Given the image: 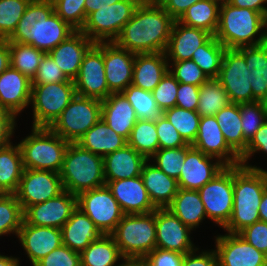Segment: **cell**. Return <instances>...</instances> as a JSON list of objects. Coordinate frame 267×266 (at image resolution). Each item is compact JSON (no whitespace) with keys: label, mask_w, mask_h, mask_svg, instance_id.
Instances as JSON below:
<instances>
[{"label":"cell","mask_w":267,"mask_h":266,"mask_svg":"<svg viewBox=\"0 0 267 266\" xmlns=\"http://www.w3.org/2000/svg\"><path fill=\"white\" fill-rule=\"evenodd\" d=\"M174 21L156 0H142L114 42L135 54L165 53Z\"/></svg>","instance_id":"cell-1"},{"label":"cell","mask_w":267,"mask_h":266,"mask_svg":"<svg viewBox=\"0 0 267 266\" xmlns=\"http://www.w3.org/2000/svg\"><path fill=\"white\" fill-rule=\"evenodd\" d=\"M266 188V170L249 164L233 166V211L225 232L239 233L260 220L258 208Z\"/></svg>","instance_id":"cell-2"},{"label":"cell","mask_w":267,"mask_h":266,"mask_svg":"<svg viewBox=\"0 0 267 266\" xmlns=\"http://www.w3.org/2000/svg\"><path fill=\"white\" fill-rule=\"evenodd\" d=\"M214 36L228 49L257 46L267 42L262 29L261 13L233 6L228 1L220 5L219 23Z\"/></svg>","instance_id":"cell-3"},{"label":"cell","mask_w":267,"mask_h":266,"mask_svg":"<svg viewBox=\"0 0 267 266\" xmlns=\"http://www.w3.org/2000/svg\"><path fill=\"white\" fill-rule=\"evenodd\" d=\"M59 174L63 189L76 196L106 185L103 157L77 143H69Z\"/></svg>","instance_id":"cell-4"},{"label":"cell","mask_w":267,"mask_h":266,"mask_svg":"<svg viewBox=\"0 0 267 266\" xmlns=\"http://www.w3.org/2000/svg\"><path fill=\"white\" fill-rule=\"evenodd\" d=\"M18 144L25 169L60 173L69 142L50 128L32 127L31 134Z\"/></svg>","instance_id":"cell-5"},{"label":"cell","mask_w":267,"mask_h":266,"mask_svg":"<svg viewBox=\"0 0 267 266\" xmlns=\"http://www.w3.org/2000/svg\"><path fill=\"white\" fill-rule=\"evenodd\" d=\"M110 235L123 257L145 258L156 248V210L146 214H124Z\"/></svg>","instance_id":"cell-6"},{"label":"cell","mask_w":267,"mask_h":266,"mask_svg":"<svg viewBox=\"0 0 267 266\" xmlns=\"http://www.w3.org/2000/svg\"><path fill=\"white\" fill-rule=\"evenodd\" d=\"M102 100L77 95L49 127L69 143L77 141L101 119Z\"/></svg>","instance_id":"cell-7"},{"label":"cell","mask_w":267,"mask_h":266,"mask_svg":"<svg viewBox=\"0 0 267 266\" xmlns=\"http://www.w3.org/2000/svg\"><path fill=\"white\" fill-rule=\"evenodd\" d=\"M142 0H120L91 12L80 30L94 43L113 42Z\"/></svg>","instance_id":"cell-8"},{"label":"cell","mask_w":267,"mask_h":266,"mask_svg":"<svg viewBox=\"0 0 267 266\" xmlns=\"http://www.w3.org/2000/svg\"><path fill=\"white\" fill-rule=\"evenodd\" d=\"M76 96L73 80L32 85L33 126L50 127Z\"/></svg>","instance_id":"cell-9"},{"label":"cell","mask_w":267,"mask_h":266,"mask_svg":"<svg viewBox=\"0 0 267 266\" xmlns=\"http://www.w3.org/2000/svg\"><path fill=\"white\" fill-rule=\"evenodd\" d=\"M77 208L85 213L104 235H110L124 216L107 185L78 194Z\"/></svg>","instance_id":"cell-10"},{"label":"cell","mask_w":267,"mask_h":266,"mask_svg":"<svg viewBox=\"0 0 267 266\" xmlns=\"http://www.w3.org/2000/svg\"><path fill=\"white\" fill-rule=\"evenodd\" d=\"M198 192L206 216L223 228L233 211V166H226Z\"/></svg>","instance_id":"cell-11"},{"label":"cell","mask_w":267,"mask_h":266,"mask_svg":"<svg viewBox=\"0 0 267 266\" xmlns=\"http://www.w3.org/2000/svg\"><path fill=\"white\" fill-rule=\"evenodd\" d=\"M73 82L76 94L83 97L104 100L112 93L105 77L104 42L95 43L87 51Z\"/></svg>","instance_id":"cell-12"},{"label":"cell","mask_w":267,"mask_h":266,"mask_svg":"<svg viewBox=\"0 0 267 266\" xmlns=\"http://www.w3.org/2000/svg\"><path fill=\"white\" fill-rule=\"evenodd\" d=\"M217 80L224 87L230 103L253 102L250 71L244 56L237 49H225Z\"/></svg>","instance_id":"cell-13"},{"label":"cell","mask_w":267,"mask_h":266,"mask_svg":"<svg viewBox=\"0 0 267 266\" xmlns=\"http://www.w3.org/2000/svg\"><path fill=\"white\" fill-rule=\"evenodd\" d=\"M64 191L60 174L49 170H23L14 193L23 211L32 205L57 197Z\"/></svg>","instance_id":"cell-14"},{"label":"cell","mask_w":267,"mask_h":266,"mask_svg":"<svg viewBox=\"0 0 267 266\" xmlns=\"http://www.w3.org/2000/svg\"><path fill=\"white\" fill-rule=\"evenodd\" d=\"M77 208V196L63 191L57 197L27 207L23 211L26 224L61 229Z\"/></svg>","instance_id":"cell-15"},{"label":"cell","mask_w":267,"mask_h":266,"mask_svg":"<svg viewBox=\"0 0 267 266\" xmlns=\"http://www.w3.org/2000/svg\"><path fill=\"white\" fill-rule=\"evenodd\" d=\"M218 266H267V255L238 233L216 236Z\"/></svg>","instance_id":"cell-16"},{"label":"cell","mask_w":267,"mask_h":266,"mask_svg":"<svg viewBox=\"0 0 267 266\" xmlns=\"http://www.w3.org/2000/svg\"><path fill=\"white\" fill-rule=\"evenodd\" d=\"M191 231L169 209H156V248L185 255L197 249L190 239Z\"/></svg>","instance_id":"cell-17"},{"label":"cell","mask_w":267,"mask_h":266,"mask_svg":"<svg viewBox=\"0 0 267 266\" xmlns=\"http://www.w3.org/2000/svg\"><path fill=\"white\" fill-rule=\"evenodd\" d=\"M215 159L216 162L212 160ZM226 165L219 159L204 154L191 146L186 151L185 161L182 165L178 186L183 189L199 190L212 180Z\"/></svg>","instance_id":"cell-18"},{"label":"cell","mask_w":267,"mask_h":266,"mask_svg":"<svg viewBox=\"0 0 267 266\" xmlns=\"http://www.w3.org/2000/svg\"><path fill=\"white\" fill-rule=\"evenodd\" d=\"M135 53L119 47L114 41L104 42V70L108 89L121 93L132 84Z\"/></svg>","instance_id":"cell-19"},{"label":"cell","mask_w":267,"mask_h":266,"mask_svg":"<svg viewBox=\"0 0 267 266\" xmlns=\"http://www.w3.org/2000/svg\"><path fill=\"white\" fill-rule=\"evenodd\" d=\"M191 146L219 159L226 166L241 164L240 157L226 143L215 116L201 117L196 139Z\"/></svg>","instance_id":"cell-20"},{"label":"cell","mask_w":267,"mask_h":266,"mask_svg":"<svg viewBox=\"0 0 267 266\" xmlns=\"http://www.w3.org/2000/svg\"><path fill=\"white\" fill-rule=\"evenodd\" d=\"M106 185L124 214H146L157 209L150 200L141 175L122 180L106 181Z\"/></svg>","instance_id":"cell-21"},{"label":"cell","mask_w":267,"mask_h":266,"mask_svg":"<svg viewBox=\"0 0 267 266\" xmlns=\"http://www.w3.org/2000/svg\"><path fill=\"white\" fill-rule=\"evenodd\" d=\"M17 237L32 266H35L43 257L62 245L61 229L30 225L24 221Z\"/></svg>","instance_id":"cell-22"},{"label":"cell","mask_w":267,"mask_h":266,"mask_svg":"<svg viewBox=\"0 0 267 266\" xmlns=\"http://www.w3.org/2000/svg\"><path fill=\"white\" fill-rule=\"evenodd\" d=\"M32 81L11 66L0 74V108L15 116L30 105Z\"/></svg>","instance_id":"cell-23"},{"label":"cell","mask_w":267,"mask_h":266,"mask_svg":"<svg viewBox=\"0 0 267 266\" xmlns=\"http://www.w3.org/2000/svg\"><path fill=\"white\" fill-rule=\"evenodd\" d=\"M94 44L83 32L75 31L48 54L59 65L66 77L74 80L78 75L84 55Z\"/></svg>","instance_id":"cell-24"},{"label":"cell","mask_w":267,"mask_h":266,"mask_svg":"<svg viewBox=\"0 0 267 266\" xmlns=\"http://www.w3.org/2000/svg\"><path fill=\"white\" fill-rule=\"evenodd\" d=\"M212 36L203 29L188 27L175 20L165 51L167 61L170 63L191 59L197 48L204 45Z\"/></svg>","instance_id":"cell-25"},{"label":"cell","mask_w":267,"mask_h":266,"mask_svg":"<svg viewBox=\"0 0 267 266\" xmlns=\"http://www.w3.org/2000/svg\"><path fill=\"white\" fill-rule=\"evenodd\" d=\"M106 181L122 180L140 176L143 165L149 160L128 144L103 157Z\"/></svg>","instance_id":"cell-26"},{"label":"cell","mask_w":267,"mask_h":266,"mask_svg":"<svg viewBox=\"0 0 267 266\" xmlns=\"http://www.w3.org/2000/svg\"><path fill=\"white\" fill-rule=\"evenodd\" d=\"M101 119L127 140L138 120L134 108L122 93H111L102 100Z\"/></svg>","instance_id":"cell-27"},{"label":"cell","mask_w":267,"mask_h":266,"mask_svg":"<svg viewBox=\"0 0 267 266\" xmlns=\"http://www.w3.org/2000/svg\"><path fill=\"white\" fill-rule=\"evenodd\" d=\"M53 12L54 6L51 0H31L19 20L16 30L7 41L34 46V41H38L39 25Z\"/></svg>","instance_id":"cell-28"},{"label":"cell","mask_w":267,"mask_h":266,"mask_svg":"<svg viewBox=\"0 0 267 266\" xmlns=\"http://www.w3.org/2000/svg\"><path fill=\"white\" fill-rule=\"evenodd\" d=\"M61 232L62 244L79 253L103 235L79 208L72 212L70 219L61 228Z\"/></svg>","instance_id":"cell-29"},{"label":"cell","mask_w":267,"mask_h":266,"mask_svg":"<svg viewBox=\"0 0 267 266\" xmlns=\"http://www.w3.org/2000/svg\"><path fill=\"white\" fill-rule=\"evenodd\" d=\"M168 65L164 52L135 54L132 85L152 92L169 70Z\"/></svg>","instance_id":"cell-30"},{"label":"cell","mask_w":267,"mask_h":266,"mask_svg":"<svg viewBox=\"0 0 267 266\" xmlns=\"http://www.w3.org/2000/svg\"><path fill=\"white\" fill-rule=\"evenodd\" d=\"M141 178L156 208H167L178 192V181L166 175L154 164L143 165Z\"/></svg>","instance_id":"cell-31"},{"label":"cell","mask_w":267,"mask_h":266,"mask_svg":"<svg viewBox=\"0 0 267 266\" xmlns=\"http://www.w3.org/2000/svg\"><path fill=\"white\" fill-rule=\"evenodd\" d=\"M237 50L244 56L250 71L249 82L253 91V102L267 103V42Z\"/></svg>","instance_id":"cell-32"},{"label":"cell","mask_w":267,"mask_h":266,"mask_svg":"<svg viewBox=\"0 0 267 266\" xmlns=\"http://www.w3.org/2000/svg\"><path fill=\"white\" fill-rule=\"evenodd\" d=\"M82 148L104 157L125 147L128 140L117 134L102 119L93 125L78 141Z\"/></svg>","instance_id":"cell-33"},{"label":"cell","mask_w":267,"mask_h":266,"mask_svg":"<svg viewBox=\"0 0 267 266\" xmlns=\"http://www.w3.org/2000/svg\"><path fill=\"white\" fill-rule=\"evenodd\" d=\"M167 209L192 230L207 217L198 190L179 188Z\"/></svg>","instance_id":"cell-34"},{"label":"cell","mask_w":267,"mask_h":266,"mask_svg":"<svg viewBox=\"0 0 267 266\" xmlns=\"http://www.w3.org/2000/svg\"><path fill=\"white\" fill-rule=\"evenodd\" d=\"M0 148V193L14 194L24 170L19 144Z\"/></svg>","instance_id":"cell-35"},{"label":"cell","mask_w":267,"mask_h":266,"mask_svg":"<svg viewBox=\"0 0 267 266\" xmlns=\"http://www.w3.org/2000/svg\"><path fill=\"white\" fill-rule=\"evenodd\" d=\"M215 117L226 143L240 157L248 142L243 136L239 104L229 103L216 113Z\"/></svg>","instance_id":"cell-36"},{"label":"cell","mask_w":267,"mask_h":266,"mask_svg":"<svg viewBox=\"0 0 267 266\" xmlns=\"http://www.w3.org/2000/svg\"><path fill=\"white\" fill-rule=\"evenodd\" d=\"M221 3L216 0H201L191 5L177 20L181 24L199 28L215 35L219 23Z\"/></svg>","instance_id":"cell-37"},{"label":"cell","mask_w":267,"mask_h":266,"mask_svg":"<svg viewBox=\"0 0 267 266\" xmlns=\"http://www.w3.org/2000/svg\"><path fill=\"white\" fill-rule=\"evenodd\" d=\"M123 258L113 237L104 234L80 253L81 266H116Z\"/></svg>","instance_id":"cell-38"},{"label":"cell","mask_w":267,"mask_h":266,"mask_svg":"<svg viewBox=\"0 0 267 266\" xmlns=\"http://www.w3.org/2000/svg\"><path fill=\"white\" fill-rule=\"evenodd\" d=\"M75 31L74 28L53 12L39 25L38 41H34V47L43 51L45 54L49 53Z\"/></svg>","instance_id":"cell-39"},{"label":"cell","mask_w":267,"mask_h":266,"mask_svg":"<svg viewBox=\"0 0 267 266\" xmlns=\"http://www.w3.org/2000/svg\"><path fill=\"white\" fill-rule=\"evenodd\" d=\"M230 103L224 87L217 79H209L199 87L197 113L200 117L215 116Z\"/></svg>","instance_id":"cell-40"},{"label":"cell","mask_w":267,"mask_h":266,"mask_svg":"<svg viewBox=\"0 0 267 266\" xmlns=\"http://www.w3.org/2000/svg\"><path fill=\"white\" fill-rule=\"evenodd\" d=\"M128 145L149 160L159 150L156 120L138 119L132 128Z\"/></svg>","instance_id":"cell-41"},{"label":"cell","mask_w":267,"mask_h":266,"mask_svg":"<svg viewBox=\"0 0 267 266\" xmlns=\"http://www.w3.org/2000/svg\"><path fill=\"white\" fill-rule=\"evenodd\" d=\"M10 50V66L19 70L31 81L36 76L39 62L44 52L25 43L8 42Z\"/></svg>","instance_id":"cell-42"},{"label":"cell","mask_w":267,"mask_h":266,"mask_svg":"<svg viewBox=\"0 0 267 266\" xmlns=\"http://www.w3.org/2000/svg\"><path fill=\"white\" fill-rule=\"evenodd\" d=\"M225 49L216 37L212 36L204 45L197 48L191 60L199 66L209 79H217Z\"/></svg>","instance_id":"cell-43"},{"label":"cell","mask_w":267,"mask_h":266,"mask_svg":"<svg viewBox=\"0 0 267 266\" xmlns=\"http://www.w3.org/2000/svg\"><path fill=\"white\" fill-rule=\"evenodd\" d=\"M121 93L131 103L138 119L157 120L163 114L151 91L143 90L131 84Z\"/></svg>","instance_id":"cell-44"},{"label":"cell","mask_w":267,"mask_h":266,"mask_svg":"<svg viewBox=\"0 0 267 266\" xmlns=\"http://www.w3.org/2000/svg\"><path fill=\"white\" fill-rule=\"evenodd\" d=\"M163 115L169 120V122L175 127L188 144H192L194 142L201 119L197 111H190L174 106L173 108L164 110Z\"/></svg>","instance_id":"cell-45"},{"label":"cell","mask_w":267,"mask_h":266,"mask_svg":"<svg viewBox=\"0 0 267 266\" xmlns=\"http://www.w3.org/2000/svg\"><path fill=\"white\" fill-rule=\"evenodd\" d=\"M23 209L15 194L0 193V236H17L24 221Z\"/></svg>","instance_id":"cell-46"},{"label":"cell","mask_w":267,"mask_h":266,"mask_svg":"<svg viewBox=\"0 0 267 266\" xmlns=\"http://www.w3.org/2000/svg\"><path fill=\"white\" fill-rule=\"evenodd\" d=\"M239 106L243 136L249 142L267 120V103L255 101L242 103Z\"/></svg>","instance_id":"cell-47"},{"label":"cell","mask_w":267,"mask_h":266,"mask_svg":"<svg viewBox=\"0 0 267 266\" xmlns=\"http://www.w3.org/2000/svg\"><path fill=\"white\" fill-rule=\"evenodd\" d=\"M31 0H0V39H8L16 30Z\"/></svg>","instance_id":"cell-48"},{"label":"cell","mask_w":267,"mask_h":266,"mask_svg":"<svg viewBox=\"0 0 267 266\" xmlns=\"http://www.w3.org/2000/svg\"><path fill=\"white\" fill-rule=\"evenodd\" d=\"M190 147L191 144L180 148L159 149L149 161L154 159V165L158 169L162 170L169 177L178 180L185 161L186 151Z\"/></svg>","instance_id":"cell-49"},{"label":"cell","mask_w":267,"mask_h":266,"mask_svg":"<svg viewBox=\"0 0 267 266\" xmlns=\"http://www.w3.org/2000/svg\"><path fill=\"white\" fill-rule=\"evenodd\" d=\"M54 12L76 31H80L86 21L85 0H51Z\"/></svg>","instance_id":"cell-50"},{"label":"cell","mask_w":267,"mask_h":266,"mask_svg":"<svg viewBox=\"0 0 267 266\" xmlns=\"http://www.w3.org/2000/svg\"><path fill=\"white\" fill-rule=\"evenodd\" d=\"M172 62L171 65H168L169 71L179 83L200 86L209 80L205 73L191 59Z\"/></svg>","instance_id":"cell-51"},{"label":"cell","mask_w":267,"mask_h":266,"mask_svg":"<svg viewBox=\"0 0 267 266\" xmlns=\"http://www.w3.org/2000/svg\"><path fill=\"white\" fill-rule=\"evenodd\" d=\"M178 87L179 82L168 70L152 91L156 104L162 112L176 106Z\"/></svg>","instance_id":"cell-52"},{"label":"cell","mask_w":267,"mask_h":266,"mask_svg":"<svg viewBox=\"0 0 267 266\" xmlns=\"http://www.w3.org/2000/svg\"><path fill=\"white\" fill-rule=\"evenodd\" d=\"M68 80L59 65L46 53L39 62L36 76L32 80V85L59 83Z\"/></svg>","instance_id":"cell-53"},{"label":"cell","mask_w":267,"mask_h":266,"mask_svg":"<svg viewBox=\"0 0 267 266\" xmlns=\"http://www.w3.org/2000/svg\"><path fill=\"white\" fill-rule=\"evenodd\" d=\"M156 131L159 149L180 148L188 145L163 114L156 120Z\"/></svg>","instance_id":"cell-54"},{"label":"cell","mask_w":267,"mask_h":266,"mask_svg":"<svg viewBox=\"0 0 267 266\" xmlns=\"http://www.w3.org/2000/svg\"><path fill=\"white\" fill-rule=\"evenodd\" d=\"M35 266H81L80 253L62 244L43 257Z\"/></svg>","instance_id":"cell-55"},{"label":"cell","mask_w":267,"mask_h":266,"mask_svg":"<svg viewBox=\"0 0 267 266\" xmlns=\"http://www.w3.org/2000/svg\"><path fill=\"white\" fill-rule=\"evenodd\" d=\"M250 245L267 255V223L256 221L252 225L245 227L238 233Z\"/></svg>","instance_id":"cell-56"},{"label":"cell","mask_w":267,"mask_h":266,"mask_svg":"<svg viewBox=\"0 0 267 266\" xmlns=\"http://www.w3.org/2000/svg\"><path fill=\"white\" fill-rule=\"evenodd\" d=\"M199 87L192 84L179 83L176 106L190 111H196L199 99Z\"/></svg>","instance_id":"cell-57"},{"label":"cell","mask_w":267,"mask_h":266,"mask_svg":"<svg viewBox=\"0 0 267 266\" xmlns=\"http://www.w3.org/2000/svg\"><path fill=\"white\" fill-rule=\"evenodd\" d=\"M184 254L155 248L145 259L150 266H181Z\"/></svg>","instance_id":"cell-58"},{"label":"cell","mask_w":267,"mask_h":266,"mask_svg":"<svg viewBox=\"0 0 267 266\" xmlns=\"http://www.w3.org/2000/svg\"><path fill=\"white\" fill-rule=\"evenodd\" d=\"M258 151L267 154V120L247 143L245 152L240 156L241 164H247L250 157Z\"/></svg>","instance_id":"cell-59"},{"label":"cell","mask_w":267,"mask_h":266,"mask_svg":"<svg viewBox=\"0 0 267 266\" xmlns=\"http://www.w3.org/2000/svg\"><path fill=\"white\" fill-rule=\"evenodd\" d=\"M198 248L188 252L183 257L181 266H218V259L215 250L202 251L196 254Z\"/></svg>","instance_id":"cell-60"},{"label":"cell","mask_w":267,"mask_h":266,"mask_svg":"<svg viewBox=\"0 0 267 266\" xmlns=\"http://www.w3.org/2000/svg\"><path fill=\"white\" fill-rule=\"evenodd\" d=\"M16 127V116L8 110L0 108V148L11 143L10 138Z\"/></svg>","instance_id":"cell-61"},{"label":"cell","mask_w":267,"mask_h":266,"mask_svg":"<svg viewBox=\"0 0 267 266\" xmlns=\"http://www.w3.org/2000/svg\"><path fill=\"white\" fill-rule=\"evenodd\" d=\"M156 1L174 20H178L191 5L201 0H156Z\"/></svg>","instance_id":"cell-62"},{"label":"cell","mask_w":267,"mask_h":266,"mask_svg":"<svg viewBox=\"0 0 267 266\" xmlns=\"http://www.w3.org/2000/svg\"><path fill=\"white\" fill-rule=\"evenodd\" d=\"M228 2L239 8H249L254 11L262 13L267 0H228Z\"/></svg>","instance_id":"cell-63"},{"label":"cell","mask_w":267,"mask_h":266,"mask_svg":"<svg viewBox=\"0 0 267 266\" xmlns=\"http://www.w3.org/2000/svg\"><path fill=\"white\" fill-rule=\"evenodd\" d=\"M10 67V50L7 39H0V74Z\"/></svg>","instance_id":"cell-64"},{"label":"cell","mask_w":267,"mask_h":266,"mask_svg":"<svg viewBox=\"0 0 267 266\" xmlns=\"http://www.w3.org/2000/svg\"><path fill=\"white\" fill-rule=\"evenodd\" d=\"M120 0H85V14L86 17L94 11L104 8L107 5L119 2Z\"/></svg>","instance_id":"cell-65"},{"label":"cell","mask_w":267,"mask_h":266,"mask_svg":"<svg viewBox=\"0 0 267 266\" xmlns=\"http://www.w3.org/2000/svg\"><path fill=\"white\" fill-rule=\"evenodd\" d=\"M124 262L118 266H150L145 258L139 257H124Z\"/></svg>","instance_id":"cell-66"},{"label":"cell","mask_w":267,"mask_h":266,"mask_svg":"<svg viewBox=\"0 0 267 266\" xmlns=\"http://www.w3.org/2000/svg\"><path fill=\"white\" fill-rule=\"evenodd\" d=\"M258 212L260 220L267 223V188L263 192Z\"/></svg>","instance_id":"cell-67"},{"label":"cell","mask_w":267,"mask_h":266,"mask_svg":"<svg viewBox=\"0 0 267 266\" xmlns=\"http://www.w3.org/2000/svg\"><path fill=\"white\" fill-rule=\"evenodd\" d=\"M0 266H19V259L0 254Z\"/></svg>","instance_id":"cell-68"},{"label":"cell","mask_w":267,"mask_h":266,"mask_svg":"<svg viewBox=\"0 0 267 266\" xmlns=\"http://www.w3.org/2000/svg\"><path fill=\"white\" fill-rule=\"evenodd\" d=\"M261 20H262V29L265 28V30L263 31L265 36L267 37V6L264 7V9L262 10L261 13Z\"/></svg>","instance_id":"cell-69"},{"label":"cell","mask_w":267,"mask_h":266,"mask_svg":"<svg viewBox=\"0 0 267 266\" xmlns=\"http://www.w3.org/2000/svg\"><path fill=\"white\" fill-rule=\"evenodd\" d=\"M219 1L220 3L227 2L228 0H216Z\"/></svg>","instance_id":"cell-70"}]
</instances>
